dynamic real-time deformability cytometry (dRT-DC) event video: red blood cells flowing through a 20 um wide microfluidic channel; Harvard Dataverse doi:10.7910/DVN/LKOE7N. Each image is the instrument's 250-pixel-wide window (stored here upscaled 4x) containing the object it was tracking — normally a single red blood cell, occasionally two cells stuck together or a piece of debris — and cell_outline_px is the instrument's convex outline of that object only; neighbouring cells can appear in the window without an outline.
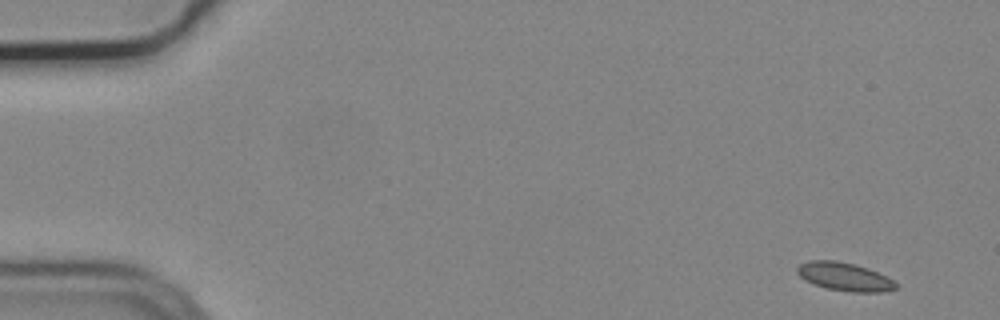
{"species": "common noctule bat (a hibernating species)", "species_latin": "Nyctalus noctula", "temperature_condition": "cold", "stored_images_in_passage": 7, "camera_frame_rate_fps": 3000, "um_per_image_px": 0.085, "animal": {"sex": "male", "body_mass_g": 19.2, "forearm_length_mm": 51.8}, "frame": {"image": 1, "passage_image": 1, "time_ms": 0.0, "image_size_px": [1000, 320], "cell_outline_px": [[896, 288], [884, 292], [852, 292], [828, 288], [804, 280], [796, 272], [796, 268], [800, 264], [808, 260], [836, 260], [856, 264], [868, 268], [892, 280], [896, 284]], "centroid_in_image_um": [71.75, 23.5], "position_along_channel_um": 13.3, "area_um2": 16.13}}
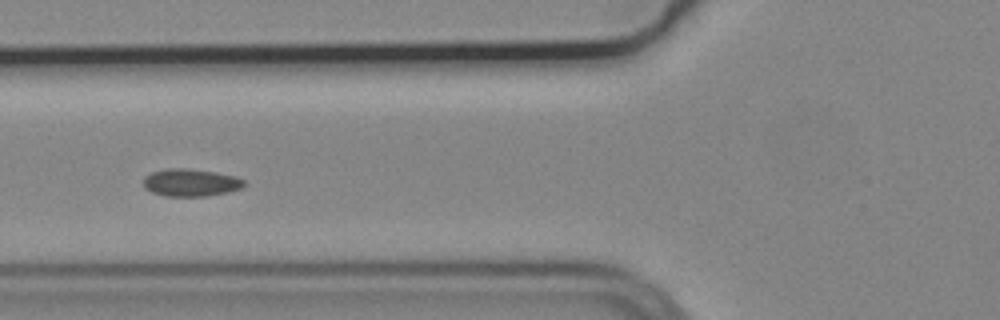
{"frame": {"image": 2, "passage_image": 6, "time_ms": 1.667, "image_size_px": [1000, 320], "cell_outline_px": [[244, 184], [240, 188], [228, 192], [208, 196], [168, 196], [152, 192], [144, 188], [144, 176], [152, 172], [168, 168], [188, 168], [216, 172], [232, 176], [244, 180]], "centroid_in_image_um": [16.18, 15.52], "position_along_channel_um": 109.6, "area_um2": 16.01}}
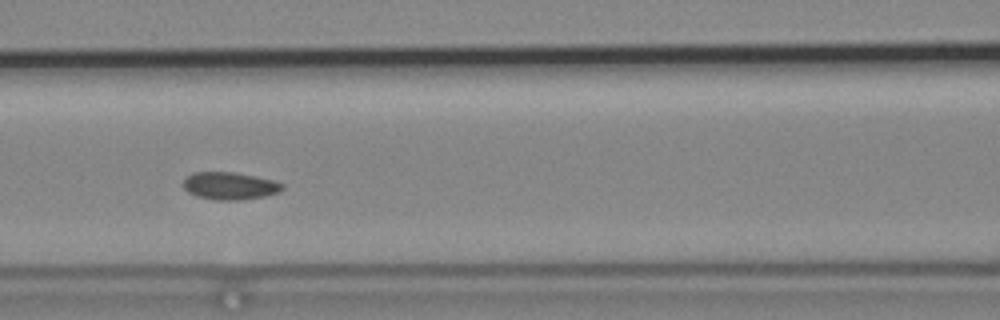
{"frame": {"image": 3, "passage_image": 7, "time_ms": 2.0, "image_size_px": [1000, 320], "cell_outline_px": [[284, 188], [276, 192], [264, 196], [240, 200], [216, 200], [196, 196], [188, 192], [184, 188], [184, 180], [192, 172], [232, 172], [272, 180], [284, 184]], "centroid_in_image_um": [19.5, 15.8], "position_along_channel_um": 147.1, "area_um2": 15.61}}